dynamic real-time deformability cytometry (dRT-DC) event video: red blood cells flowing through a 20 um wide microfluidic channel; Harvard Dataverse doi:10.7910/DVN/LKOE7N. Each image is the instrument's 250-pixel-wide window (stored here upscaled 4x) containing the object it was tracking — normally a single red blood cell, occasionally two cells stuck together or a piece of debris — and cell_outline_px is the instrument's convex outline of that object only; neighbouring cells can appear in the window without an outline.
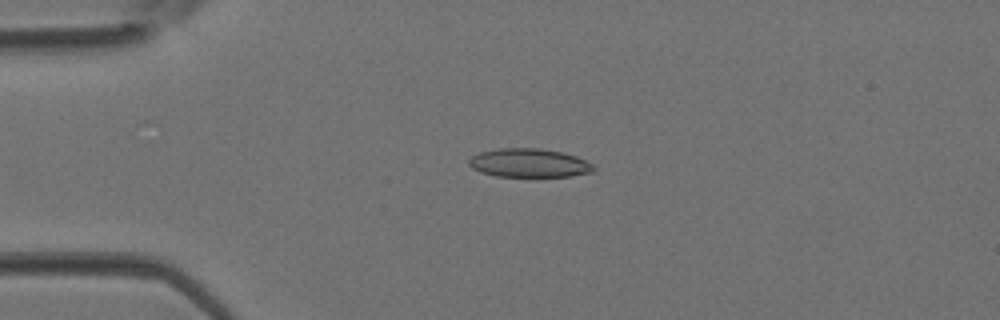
{"species": "Egyptian fruit bat (a non-hibernating species)", "species_latin": "Rousettus aegyptiacus", "temperature_condition": "room temperature", "stored_images_in_passage": 2, "camera_frame_rate_fps": 3000, "um_per_image_px": 0.085, "animal": {"sex": "female"}, "frame": {"image": 1, "passage_image": 2, "time_ms": 0.333, "image_size_px": [1000, 320], "cell_outline_px": [[596, 168], [592, 172], [568, 176], [496, 176], [480, 172], [472, 168], [468, 164], [468, 160], [472, 156], [480, 152], [500, 148], [540, 148], [560, 152], [576, 156], [592, 164]], "centroid_in_image_um": [44.94, 13.85], "position_along_channel_um": 40.1, "area_um2": 20.69}}